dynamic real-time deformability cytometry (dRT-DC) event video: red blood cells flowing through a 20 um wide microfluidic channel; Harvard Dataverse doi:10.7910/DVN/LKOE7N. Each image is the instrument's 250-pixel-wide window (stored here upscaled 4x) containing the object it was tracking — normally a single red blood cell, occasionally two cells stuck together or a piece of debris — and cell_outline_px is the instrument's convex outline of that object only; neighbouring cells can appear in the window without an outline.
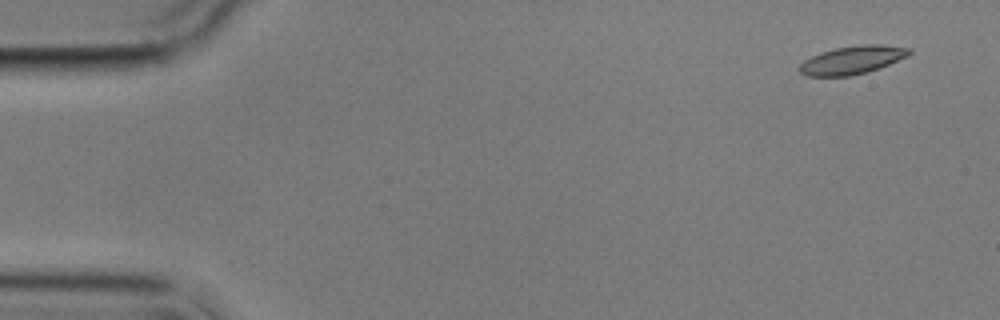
{"species": "common noctule bat (a hibernating species)", "species_latin": "Nyctalus noctula", "temperature_condition": "cold", "stored_images_in_passage": 6, "camera_frame_rate_fps": 3000, "um_per_image_px": 0.085, "animal": {"sex": "male", "body_mass_g": 17.9}, "frame": {"image": 1, "passage_image": 1, "time_ms": 0.0, "image_size_px": [1000, 320], "cell_outline_px": [[912, 52], [908, 56], [880, 68], [868, 72], [848, 76], [808, 76], [800, 72], [800, 64], [804, 60], [820, 52], [836, 48], [860, 44], [880, 44], [912, 48]], "centroid_in_image_um": [72.48, 5.09], "position_along_channel_um": 12.5, "area_um2": 18.09}}
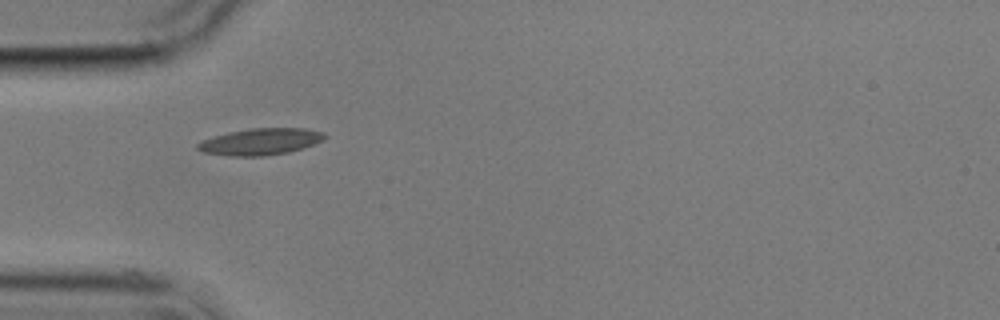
{"frame": {"image": 2, "passage_image": 5, "time_ms": 4.667, "image_size_px": [1000, 320], "cell_outline_px": [[328, 136], [324, 140], [288, 152], [264, 156], [228, 156], [204, 152], [196, 148], [196, 144], [204, 140], [228, 132], [252, 128], [304, 128], [324, 132]], "centroid_in_image_um": [22.16, 12.04], "position_along_channel_um": 62.8, "area_um2": 19.54}}
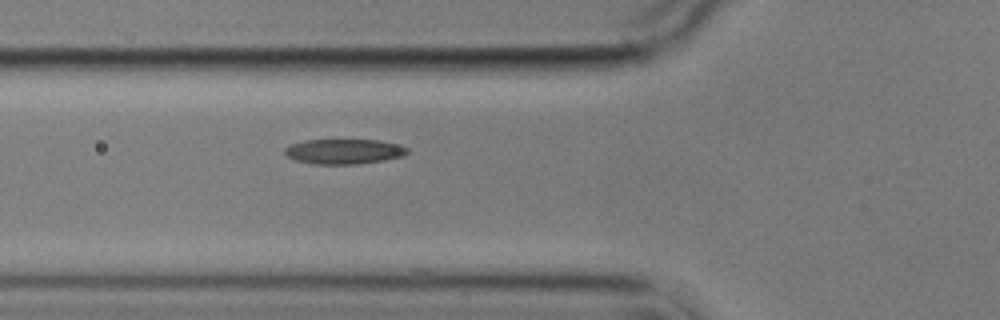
{"frame": {"image": 3, "passage_image": 6, "time_ms": 5.667, "image_size_px": [1000, 320], "cell_outline_px": [[408, 152], [404, 156], [384, 160], [356, 164], [312, 164], [296, 160], [288, 156], [284, 152], [284, 148], [292, 144], [304, 140], [380, 140], [396, 144], [408, 148]], "centroid_in_image_um": [29.24, 12.87], "position_along_channel_um": 96.6, "area_um2": 17.8}}